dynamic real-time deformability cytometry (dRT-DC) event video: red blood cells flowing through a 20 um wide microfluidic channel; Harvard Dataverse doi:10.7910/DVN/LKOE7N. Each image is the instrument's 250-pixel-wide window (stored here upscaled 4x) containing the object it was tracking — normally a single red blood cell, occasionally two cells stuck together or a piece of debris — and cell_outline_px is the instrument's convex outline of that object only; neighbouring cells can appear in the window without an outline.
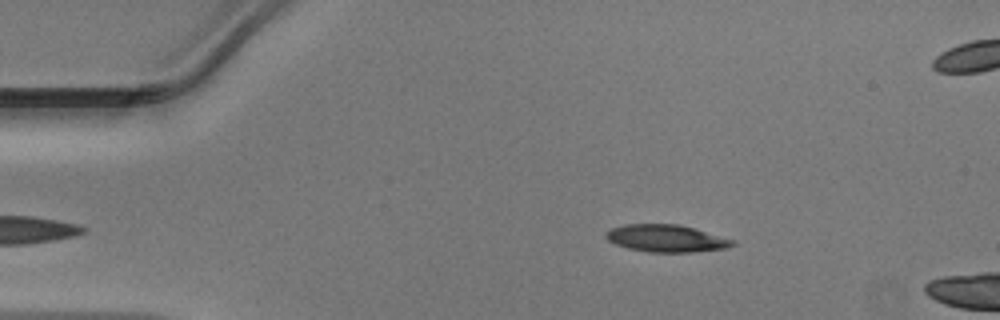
{"species": "Egyptian fruit bat (a non-hibernating species)", "species_latin": "Rousettus aegyptiacus", "temperature_condition": "warm", "stored_images_in_passage": 41, "camera_frame_rate_fps": 3000, "um_per_image_px": 0.085, "animal": {"sex": "male"}, "frame": {"image": 1, "passage_image": 2, "time_ms": 0.333, "image_size_px": [1000, 320], "cell_outline_px": [[736, 244], [728, 248], [692, 252], [648, 252], [628, 248], [616, 244], [608, 240], [604, 236], [612, 228], [624, 224], [680, 224], [736, 240]], "centroid_in_image_um": [56.67, 20.26], "position_along_channel_um": 28.3, "area_um2": 20.17}}
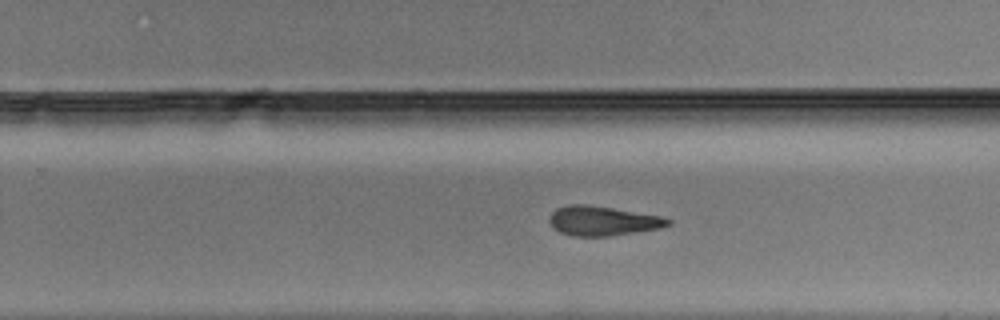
{"frame": {"image": 2, "passage_image": 24, "time_ms": 7.667, "image_size_px": [1000, 320], "cell_outline_px": [[672, 224], [660, 228], [636, 232], [608, 236], [572, 236], [560, 232], [552, 228], [548, 220], [548, 216], [556, 208], [568, 204], [588, 204], [660, 216], [672, 220]], "centroid_in_image_um": [51.18, 18.77], "position_along_channel_um": 278.6, "area_um2": 20.52}}
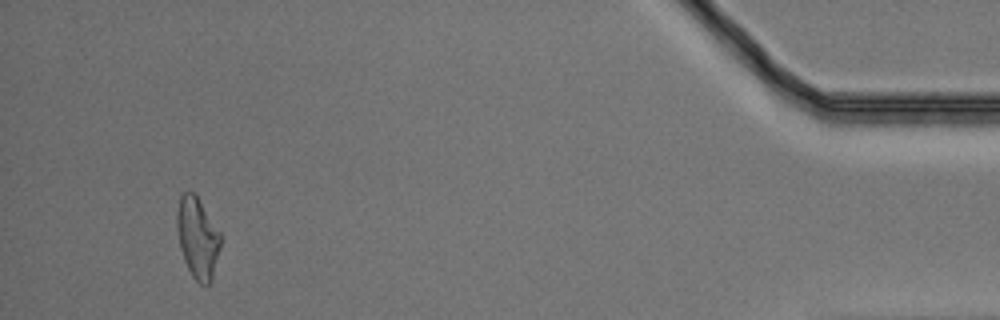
{"frame": {"image": 3, "passage_image": 39, "time_ms": 12.667, "image_size_px": [1000, 320], "cell_outline_px": [[220, 248], [212, 280], [208, 284], [200, 284], [192, 276], [184, 260], [180, 248], [176, 228], [176, 212], [180, 196], [188, 188], [196, 192], [220, 232]], "centroid_in_image_um": [16.78, 20.14], "position_along_channel_um": 418.4, "area_um2": 20.98}}